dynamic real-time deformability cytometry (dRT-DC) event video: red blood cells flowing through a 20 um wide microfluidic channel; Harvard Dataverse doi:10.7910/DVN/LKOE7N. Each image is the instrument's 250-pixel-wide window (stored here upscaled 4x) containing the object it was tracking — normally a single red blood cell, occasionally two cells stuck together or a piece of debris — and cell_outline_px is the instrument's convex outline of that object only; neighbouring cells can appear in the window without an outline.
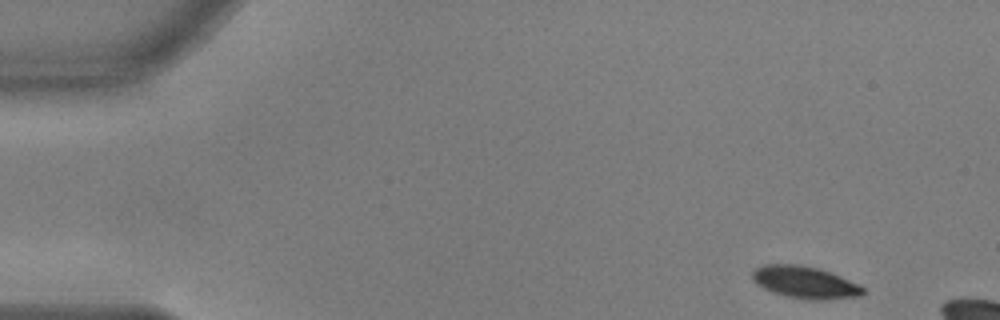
{"species": "common noctule bat (a hibernating species)", "species_latin": "Nyctalus noctula", "temperature_condition": "warm", "stored_images_in_passage": 9, "camera_frame_rate_fps": 3000, "um_per_image_px": 0.085, "animal": {"sex": "male", "body_mass_g": 17.9, "forearm_length_mm": 54.2}, "frame": {"image": 1, "passage_image": 1, "time_ms": 0.0, "image_size_px": [1000, 320], "cell_outline_px": [[864, 292], [860, 296], [820, 300], [812, 300], [788, 296], [772, 292], [756, 284], [752, 280], [752, 268], [764, 264], [800, 264], [820, 268], [860, 284], [864, 288]], "centroid_in_image_um": [68.39, 23.98], "position_along_channel_um": 16.6, "area_um2": 20.87}}